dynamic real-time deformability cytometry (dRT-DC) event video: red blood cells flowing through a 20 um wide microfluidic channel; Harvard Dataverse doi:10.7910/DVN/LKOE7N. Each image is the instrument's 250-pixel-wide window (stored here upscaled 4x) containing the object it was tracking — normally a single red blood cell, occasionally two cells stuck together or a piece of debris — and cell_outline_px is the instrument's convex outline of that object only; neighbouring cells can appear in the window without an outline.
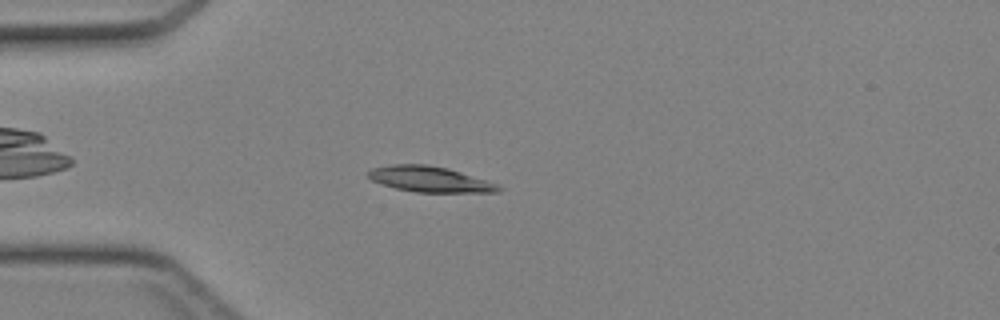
{"species": "Egyptian fruit bat (a non-hibernating species)", "species_latin": "Rousettus aegyptiacus", "temperature_condition": "cold", "stored_images_in_passage": 38, "camera_frame_rate_fps": 3000, "um_per_image_px": 0.085, "animal": {"sex": "female"}, "frame": {"image": 1, "passage_image": 6, "time_ms": 1.667, "image_size_px": [1000, 320], "cell_outline_px": [[504, 188], [500, 192], [416, 192], [396, 188], [372, 180], [368, 176], [368, 172], [372, 168], [392, 164], [428, 164], [448, 168], [496, 184]], "centroid_in_image_um": [36.53, 15.23], "position_along_channel_um": 48.5, "area_um2": 19.19}}
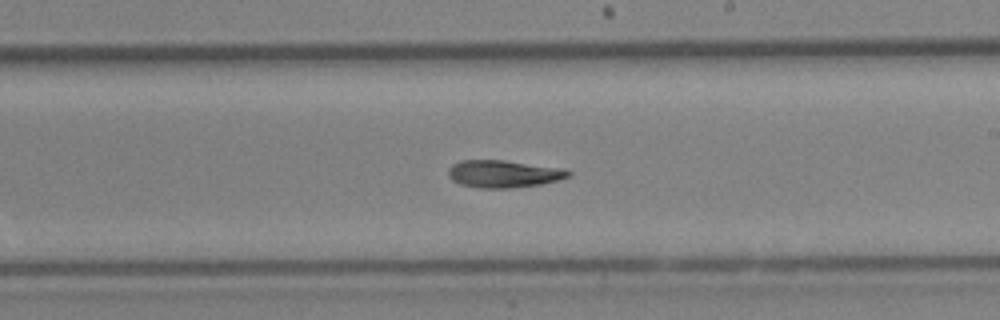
{"frame": {"image": 2, "passage_image": 20, "time_ms": 6.333, "image_size_px": [1000, 320], "cell_outline_px": [[572, 176], [560, 180], [540, 184], [508, 188], [480, 188], [460, 184], [452, 180], [448, 176], [448, 168], [452, 164], [460, 160], [504, 160], [564, 168], [572, 172]], "centroid_in_image_um": [42.82, 14.77], "position_along_channel_um": 246.2, "area_um2": 19.36}}
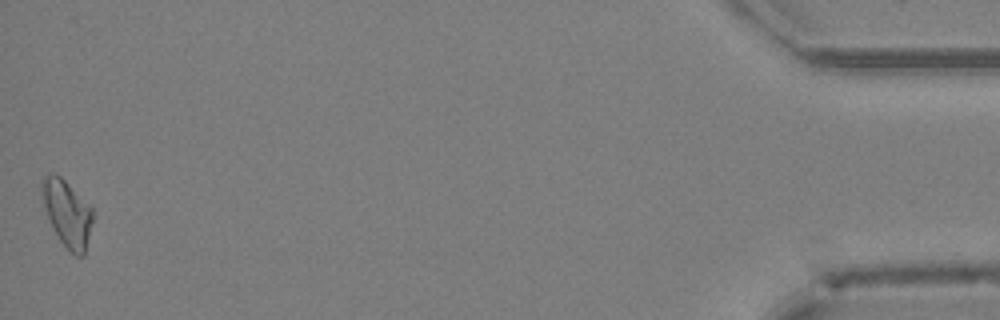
{"frame": {"image": 3, "passage_image": 38, "time_ms": 12.333, "image_size_px": [1000, 320], "cell_outline_px": [[92, 220], [84, 256], [76, 256], [60, 240], [48, 216], [44, 204], [44, 176], [52, 172], [60, 176], [92, 208]], "centroid_in_image_um": [5.75, 18.15], "position_along_channel_um": 429.5, "area_um2": 18.55}}